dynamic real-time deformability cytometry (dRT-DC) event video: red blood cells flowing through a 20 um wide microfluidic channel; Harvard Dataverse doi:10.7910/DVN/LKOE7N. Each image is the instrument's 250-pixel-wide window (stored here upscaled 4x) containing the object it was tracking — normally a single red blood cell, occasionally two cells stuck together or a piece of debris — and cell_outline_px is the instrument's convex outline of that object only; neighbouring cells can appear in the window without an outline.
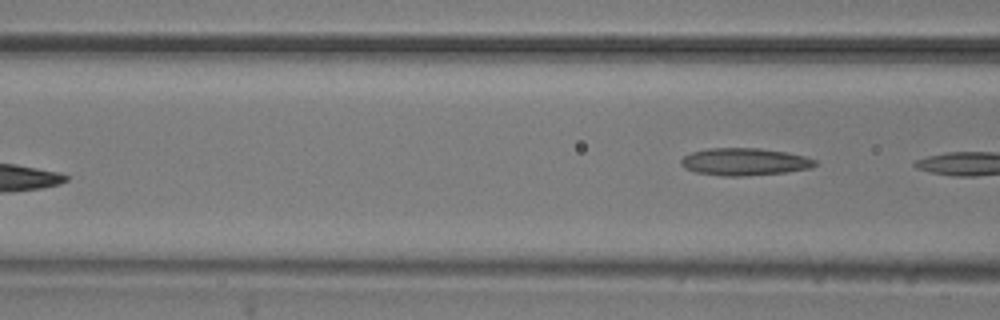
{"species": "common noctule bat (a hibernating species)", "species_latin": "Nyctalus noctula", "temperature_condition": "room temperature", "stored_images_in_passage": 4, "camera_frame_rate_fps": 3000, "um_per_image_px": 0.085, "animal": {"sex": "male", "body_mass_g": 20.5, "forearm_length_mm": 52.5}, "frame": {"image": 1, "passage_image": 4, "time_ms": 3.667, "image_size_px": [1000, 320], "cell_outline_px": [[816, 164], [808, 168], [784, 172], [744, 176], [724, 176], [696, 172], [684, 168], [680, 164], [680, 160], [684, 156], [692, 152], [708, 148], [760, 148], [784, 152], [804, 156], [816, 160]], "centroid_in_image_um": [63.23, 13.74], "position_along_channel_um": 103.4, "area_um2": 21.15}}